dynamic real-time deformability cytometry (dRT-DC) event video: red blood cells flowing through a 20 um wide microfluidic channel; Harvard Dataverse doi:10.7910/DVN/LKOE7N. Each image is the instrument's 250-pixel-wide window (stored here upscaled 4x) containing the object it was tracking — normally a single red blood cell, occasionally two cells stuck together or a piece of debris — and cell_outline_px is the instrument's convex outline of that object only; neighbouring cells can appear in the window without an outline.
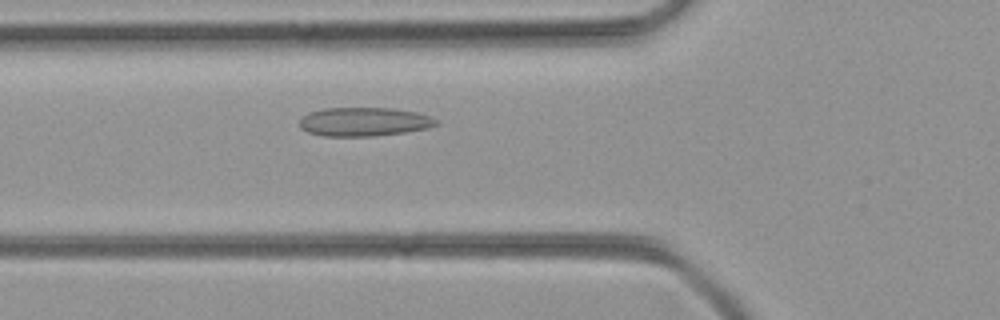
{"species": "common noctule bat (a hibernating species)", "species_latin": "Nyctalus noctula", "temperature_condition": "room temperature", "stored_images_in_passage": 45, "camera_frame_rate_fps": 3000, "um_per_image_px": 0.085, "animal": {"sex": "female", "body_mass_g": 21.9}, "frame": {"image": 1, "passage_image": 13, "time_ms": 4.0, "image_size_px": [1000, 320], "cell_outline_px": [[440, 124], [428, 128], [404, 132], [372, 136], [324, 136], [308, 132], [300, 128], [300, 120], [308, 112], [324, 108], [392, 108], [416, 112], [440, 120]], "centroid_in_image_um": [30.96, 10.35], "position_along_channel_um": 94.8, "area_um2": 22.95}}
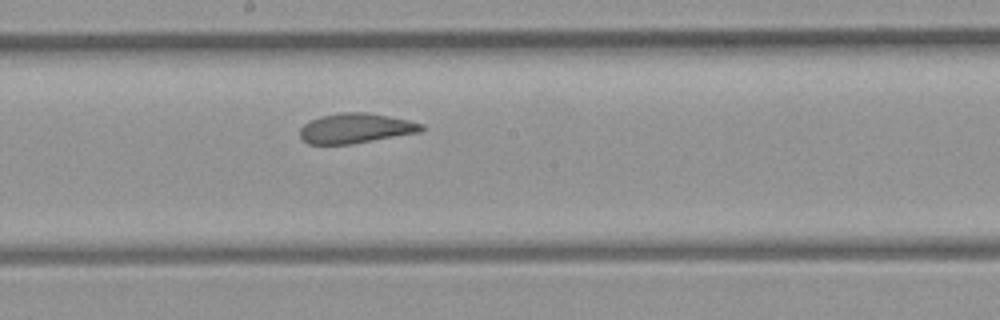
{"frame": {"image": 2, "passage_image": 22, "time_ms": 7.0, "image_size_px": [1000, 320], "cell_outline_px": [[424, 128], [420, 132], [352, 144], [308, 144], [300, 136], [300, 128], [308, 120], [320, 116], [340, 112], [368, 112], [408, 120], [424, 124]], "centroid_in_image_um": [30.21, 10.89], "position_along_channel_um": 218.0, "area_um2": 21.27}}
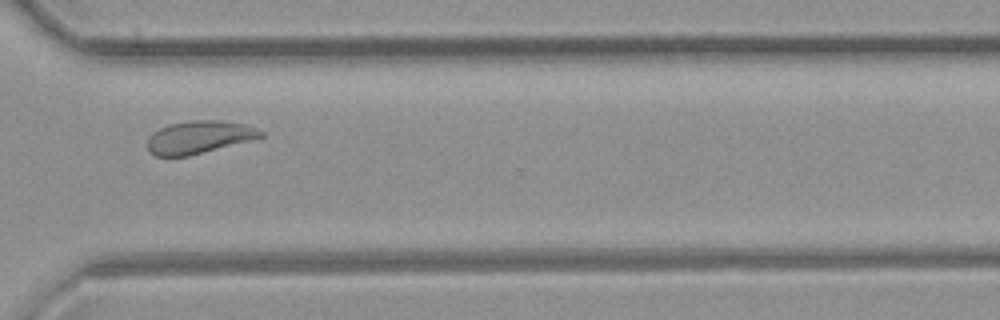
{"frame": {"image": 3, "passage_image": 32, "time_ms": 10.333, "image_size_px": [1000, 320], "cell_outline_px": [[264, 136], [252, 140], [188, 156], [152, 156], [148, 152], [148, 140], [160, 128], [168, 124], [188, 120], [216, 120], [248, 124], [264, 132]], "centroid_in_image_um": [16.95, 11.66], "position_along_channel_um": 353.7, "area_um2": 21.62}}